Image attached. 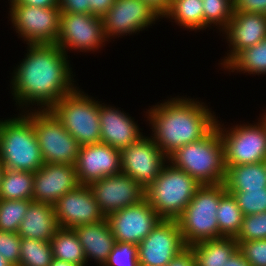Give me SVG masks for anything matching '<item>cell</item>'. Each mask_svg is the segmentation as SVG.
I'll return each mask as SVG.
<instances>
[{
	"label": "cell",
	"instance_id": "6da1fadb",
	"mask_svg": "<svg viewBox=\"0 0 266 266\" xmlns=\"http://www.w3.org/2000/svg\"><path fill=\"white\" fill-rule=\"evenodd\" d=\"M20 62L14 68L10 83L18 108L28 111L27 107L37 104L39 110L50 109L78 88L68 55L56 44H28Z\"/></svg>",
	"mask_w": 266,
	"mask_h": 266
},
{
	"label": "cell",
	"instance_id": "7a4b0ae2",
	"mask_svg": "<svg viewBox=\"0 0 266 266\" xmlns=\"http://www.w3.org/2000/svg\"><path fill=\"white\" fill-rule=\"evenodd\" d=\"M169 99L152 105L145 115L154 132L152 139L167 157L177 148L204 138L218 120L204 102L178 96Z\"/></svg>",
	"mask_w": 266,
	"mask_h": 266
},
{
	"label": "cell",
	"instance_id": "3957f363",
	"mask_svg": "<svg viewBox=\"0 0 266 266\" xmlns=\"http://www.w3.org/2000/svg\"><path fill=\"white\" fill-rule=\"evenodd\" d=\"M168 162L201 185L223 183L226 165L218 128L215 126L204 138L177 148L168 156Z\"/></svg>",
	"mask_w": 266,
	"mask_h": 266
},
{
	"label": "cell",
	"instance_id": "277c9868",
	"mask_svg": "<svg viewBox=\"0 0 266 266\" xmlns=\"http://www.w3.org/2000/svg\"><path fill=\"white\" fill-rule=\"evenodd\" d=\"M23 111L17 117L0 120V161L5 169L35 173L44 160L33 128V115Z\"/></svg>",
	"mask_w": 266,
	"mask_h": 266
},
{
	"label": "cell",
	"instance_id": "5b68a950",
	"mask_svg": "<svg viewBox=\"0 0 266 266\" xmlns=\"http://www.w3.org/2000/svg\"><path fill=\"white\" fill-rule=\"evenodd\" d=\"M200 186L184 170L167 162L160 174L145 189V198L162 219L176 220Z\"/></svg>",
	"mask_w": 266,
	"mask_h": 266
},
{
	"label": "cell",
	"instance_id": "8992f818",
	"mask_svg": "<svg viewBox=\"0 0 266 266\" xmlns=\"http://www.w3.org/2000/svg\"><path fill=\"white\" fill-rule=\"evenodd\" d=\"M225 192L223 183L201 185L197 189L192 200L176 219L186 246L219 239L216 211Z\"/></svg>",
	"mask_w": 266,
	"mask_h": 266
},
{
	"label": "cell",
	"instance_id": "52a82bcc",
	"mask_svg": "<svg viewBox=\"0 0 266 266\" xmlns=\"http://www.w3.org/2000/svg\"><path fill=\"white\" fill-rule=\"evenodd\" d=\"M99 105V101L78 87L74 92L63 96L50 110L80 146H83L101 142Z\"/></svg>",
	"mask_w": 266,
	"mask_h": 266
},
{
	"label": "cell",
	"instance_id": "ba28073f",
	"mask_svg": "<svg viewBox=\"0 0 266 266\" xmlns=\"http://www.w3.org/2000/svg\"><path fill=\"white\" fill-rule=\"evenodd\" d=\"M31 108L28 111L33 115V128L44 163L75 165L80 144L50 109Z\"/></svg>",
	"mask_w": 266,
	"mask_h": 266
},
{
	"label": "cell",
	"instance_id": "9c48e42d",
	"mask_svg": "<svg viewBox=\"0 0 266 266\" xmlns=\"http://www.w3.org/2000/svg\"><path fill=\"white\" fill-rule=\"evenodd\" d=\"M256 124H236L230 129L217 120L216 127L224 145L225 165H245L266 159V128L261 120ZM223 127V128H222Z\"/></svg>",
	"mask_w": 266,
	"mask_h": 266
},
{
	"label": "cell",
	"instance_id": "30bf717a",
	"mask_svg": "<svg viewBox=\"0 0 266 266\" xmlns=\"http://www.w3.org/2000/svg\"><path fill=\"white\" fill-rule=\"evenodd\" d=\"M10 20L26 44H55L59 37L60 7L10 5Z\"/></svg>",
	"mask_w": 266,
	"mask_h": 266
},
{
	"label": "cell",
	"instance_id": "8fae6325",
	"mask_svg": "<svg viewBox=\"0 0 266 266\" xmlns=\"http://www.w3.org/2000/svg\"><path fill=\"white\" fill-rule=\"evenodd\" d=\"M106 41L102 18L92 14L61 12L59 37L55 44L66 54L72 49L97 51L105 46Z\"/></svg>",
	"mask_w": 266,
	"mask_h": 266
},
{
	"label": "cell",
	"instance_id": "7c38bea8",
	"mask_svg": "<svg viewBox=\"0 0 266 266\" xmlns=\"http://www.w3.org/2000/svg\"><path fill=\"white\" fill-rule=\"evenodd\" d=\"M120 152L121 172L129 175L145 189L168 162V157L159 149L151 136H142Z\"/></svg>",
	"mask_w": 266,
	"mask_h": 266
},
{
	"label": "cell",
	"instance_id": "4fadbf2b",
	"mask_svg": "<svg viewBox=\"0 0 266 266\" xmlns=\"http://www.w3.org/2000/svg\"><path fill=\"white\" fill-rule=\"evenodd\" d=\"M185 247L177 221L162 219L138 244L139 266H167Z\"/></svg>",
	"mask_w": 266,
	"mask_h": 266
},
{
	"label": "cell",
	"instance_id": "5bb4252c",
	"mask_svg": "<svg viewBox=\"0 0 266 266\" xmlns=\"http://www.w3.org/2000/svg\"><path fill=\"white\" fill-rule=\"evenodd\" d=\"M88 186L105 218L145 199V188L122 172L94 181Z\"/></svg>",
	"mask_w": 266,
	"mask_h": 266
},
{
	"label": "cell",
	"instance_id": "9a60e30c",
	"mask_svg": "<svg viewBox=\"0 0 266 266\" xmlns=\"http://www.w3.org/2000/svg\"><path fill=\"white\" fill-rule=\"evenodd\" d=\"M161 17L142 0H116L102 17L106 38L146 30ZM111 37V38H110Z\"/></svg>",
	"mask_w": 266,
	"mask_h": 266
},
{
	"label": "cell",
	"instance_id": "2e32d148",
	"mask_svg": "<svg viewBox=\"0 0 266 266\" xmlns=\"http://www.w3.org/2000/svg\"><path fill=\"white\" fill-rule=\"evenodd\" d=\"M108 222L116 242L138 245L162 220L147 199L110 214Z\"/></svg>",
	"mask_w": 266,
	"mask_h": 266
},
{
	"label": "cell",
	"instance_id": "e0dca14e",
	"mask_svg": "<svg viewBox=\"0 0 266 266\" xmlns=\"http://www.w3.org/2000/svg\"><path fill=\"white\" fill-rule=\"evenodd\" d=\"M60 228L73 229L105 219L88 185H79L59 198L54 205Z\"/></svg>",
	"mask_w": 266,
	"mask_h": 266
},
{
	"label": "cell",
	"instance_id": "ac0fdd59",
	"mask_svg": "<svg viewBox=\"0 0 266 266\" xmlns=\"http://www.w3.org/2000/svg\"><path fill=\"white\" fill-rule=\"evenodd\" d=\"M75 169L80 185L121 173V152L105 143L80 146Z\"/></svg>",
	"mask_w": 266,
	"mask_h": 266
},
{
	"label": "cell",
	"instance_id": "d6986e66",
	"mask_svg": "<svg viewBox=\"0 0 266 266\" xmlns=\"http://www.w3.org/2000/svg\"><path fill=\"white\" fill-rule=\"evenodd\" d=\"M79 185L75 165L44 163L34 173L32 199L54 206L59 198Z\"/></svg>",
	"mask_w": 266,
	"mask_h": 266
},
{
	"label": "cell",
	"instance_id": "ffe728a7",
	"mask_svg": "<svg viewBox=\"0 0 266 266\" xmlns=\"http://www.w3.org/2000/svg\"><path fill=\"white\" fill-rule=\"evenodd\" d=\"M222 32L226 35L229 49L231 48L220 62L223 68L239 51L252 47L266 38V15L234 11L233 17Z\"/></svg>",
	"mask_w": 266,
	"mask_h": 266
},
{
	"label": "cell",
	"instance_id": "44dd1931",
	"mask_svg": "<svg viewBox=\"0 0 266 266\" xmlns=\"http://www.w3.org/2000/svg\"><path fill=\"white\" fill-rule=\"evenodd\" d=\"M133 119L119 108L101 103L99 105L101 142L120 151L137 142L144 135Z\"/></svg>",
	"mask_w": 266,
	"mask_h": 266
},
{
	"label": "cell",
	"instance_id": "7402d4cb",
	"mask_svg": "<svg viewBox=\"0 0 266 266\" xmlns=\"http://www.w3.org/2000/svg\"><path fill=\"white\" fill-rule=\"evenodd\" d=\"M73 230L83 247L86 263L94 259L95 263L103 266L116 244L108 219L74 227Z\"/></svg>",
	"mask_w": 266,
	"mask_h": 266
},
{
	"label": "cell",
	"instance_id": "603a6c76",
	"mask_svg": "<svg viewBox=\"0 0 266 266\" xmlns=\"http://www.w3.org/2000/svg\"><path fill=\"white\" fill-rule=\"evenodd\" d=\"M59 229L54 206L32 201L17 233L21 238L50 242Z\"/></svg>",
	"mask_w": 266,
	"mask_h": 266
},
{
	"label": "cell",
	"instance_id": "cb8c5ba5",
	"mask_svg": "<svg viewBox=\"0 0 266 266\" xmlns=\"http://www.w3.org/2000/svg\"><path fill=\"white\" fill-rule=\"evenodd\" d=\"M223 185L226 190H261L266 188L265 162L226 165Z\"/></svg>",
	"mask_w": 266,
	"mask_h": 266
},
{
	"label": "cell",
	"instance_id": "d4e9b609",
	"mask_svg": "<svg viewBox=\"0 0 266 266\" xmlns=\"http://www.w3.org/2000/svg\"><path fill=\"white\" fill-rule=\"evenodd\" d=\"M197 266H224L238 250L234 237L206 240L190 246Z\"/></svg>",
	"mask_w": 266,
	"mask_h": 266
},
{
	"label": "cell",
	"instance_id": "484cf974",
	"mask_svg": "<svg viewBox=\"0 0 266 266\" xmlns=\"http://www.w3.org/2000/svg\"><path fill=\"white\" fill-rule=\"evenodd\" d=\"M53 258L78 266H87L79 238L73 229L60 228L50 240Z\"/></svg>",
	"mask_w": 266,
	"mask_h": 266
},
{
	"label": "cell",
	"instance_id": "4316f807",
	"mask_svg": "<svg viewBox=\"0 0 266 266\" xmlns=\"http://www.w3.org/2000/svg\"><path fill=\"white\" fill-rule=\"evenodd\" d=\"M223 69L250 75H266V38L252 47L239 51Z\"/></svg>",
	"mask_w": 266,
	"mask_h": 266
},
{
	"label": "cell",
	"instance_id": "83f0119b",
	"mask_svg": "<svg viewBox=\"0 0 266 266\" xmlns=\"http://www.w3.org/2000/svg\"><path fill=\"white\" fill-rule=\"evenodd\" d=\"M163 18H170L187 30H204L202 0H171V7Z\"/></svg>",
	"mask_w": 266,
	"mask_h": 266
},
{
	"label": "cell",
	"instance_id": "f1b7e54d",
	"mask_svg": "<svg viewBox=\"0 0 266 266\" xmlns=\"http://www.w3.org/2000/svg\"><path fill=\"white\" fill-rule=\"evenodd\" d=\"M34 173L4 169L0 183V199H32Z\"/></svg>",
	"mask_w": 266,
	"mask_h": 266
},
{
	"label": "cell",
	"instance_id": "f546056e",
	"mask_svg": "<svg viewBox=\"0 0 266 266\" xmlns=\"http://www.w3.org/2000/svg\"><path fill=\"white\" fill-rule=\"evenodd\" d=\"M216 218L219 227V238L235 237L238 234L244 214L233 195L227 191L221 196Z\"/></svg>",
	"mask_w": 266,
	"mask_h": 266
},
{
	"label": "cell",
	"instance_id": "4dcf8cb0",
	"mask_svg": "<svg viewBox=\"0 0 266 266\" xmlns=\"http://www.w3.org/2000/svg\"><path fill=\"white\" fill-rule=\"evenodd\" d=\"M19 266H50L53 260L50 242L21 238Z\"/></svg>",
	"mask_w": 266,
	"mask_h": 266
},
{
	"label": "cell",
	"instance_id": "1f68e13d",
	"mask_svg": "<svg viewBox=\"0 0 266 266\" xmlns=\"http://www.w3.org/2000/svg\"><path fill=\"white\" fill-rule=\"evenodd\" d=\"M33 199H0V231L17 233Z\"/></svg>",
	"mask_w": 266,
	"mask_h": 266
},
{
	"label": "cell",
	"instance_id": "d6a6232c",
	"mask_svg": "<svg viewBox=\"0 0 266 266\" xmlns=\"http://www.w3.org/2000/svg\"><path fill=\"white\" fill-rule=\"evenodd\" d=\"M204 29L212 26L223 31L233 17V0H202Z\"/></svg>",
	"mask_w": 266,
	"mask_h": 266
},
{
	"label": "cell",
	"instance_id": "836d02e7",
	"mask_svg": "<svg viewBox=\"0 0 266 266\" xmlns=\"http://www.w3.org/2000/svg\"><path fill=\"white\" fill-rule=\"evenodd\" d=\"M226 191L233 195L244 216L266 212V188L261 190Z\"/></svg>",
	"mask_w": 266,
	"mask_h": 266
},
{
	"label": "cell",
	"instance_id": "e575fe53",
	"mask_svg": "<svg viewBox=\"0 0 266 266\" xmlns=\"http://www.w3.org/2000/svg\"><path fill=\"white\" fill-rule=\"evenodd\" d=\"M236 241L266 239V212L244 216Z\"/></svg>",
	"mask_w": 266,
	"mask_h": 266
},
{
	"label": "cell",
	"instance_id": "d590c367",
	"mask_svg": "<svg viewBox=\"0 0 266 266\" xmlns=\"http://www.w3.org/2000/svg\"><path fill=\"white\" fill-rule=\"evenodd\" d=\"M138 245L116 242L103 266H139Z\"/></svg>",
	"mask_w": 266,
	"mask_h": 266
},
{
	"label": "cell",
	"instance_id": "8d00e7d4",
	"mask_svg": "<svg viewBox=\"0 0 266 266\" xmlns=\"http://www.w3.org/2000/svg\"><path fill=\"white\" fill-rule=\"evenodd\" d=\"M237 242L238 250L251 266H266V239Z\"/></svg>",
	"mask_w": 266,
	"mask_h": 266
},
{
	"label": "cell",
	"instance_id": "74e56055",
	"mask_svg": "<svg viewBox=\"0 0 266 266\" xmlns=\"http://www.w3.org/2000/svg\"><path fill=\"white\" fill-rule=\"evenodd\" d=\"M21 237L18 233L0 231V255L12 266H19Z\"/></svg>",
	"mask_w": 266,
	"mask_h": 266
},
{
	"label": "cell",
	"instance_id": "f35d334b",
	"mask_svg": "<svg viewBox=\"0 0 266 266\" xmlns=\"http://www.w3.org/2000/svg\"><path fill=\"white\" fill-rule=\"evenodd\" d=\"M233 11L266 15V0H233Z\"/></svg>",
	"mask_w": 266,
	"mask_h": 266
},
{
	"label": "cell",
	"instance_id": "ab89813d",
	"mask_svg": "<svg viewBox=\"0 0 266 266\" xmlns=\"http://www.w3.org/2000/svg\"><path fill=\"white\" fill-rule=\"evenodd\" d=\"M61 12L89 14V3L87 0H59Z\"/></svg>",
	"mask_w": 266,
	"mask_h": 266
},
{
	"label": "cell",
	"instance_id": "60d3db41",
	"mask_svg": "<svg viewBox=\"0 0 266 266\" xmlns=\"http://www.w3.org/2000/svg\"><path fill=\"white\" fill-rule=\"evenodd\" d=\"M167 266H197L194 252L190 246H186L179 252Z\"/></svg>",
	"mask_w": 266,
	"mask_h": 266
},
{
	"label": "cell",
	"instance_id": "b9f144b4",
	"mask_svg": "<svg viewBox=\"0 0 266 266\" xmlns=\"http://www.w3.org/2000/svg\"><path fill=\"white\" fill-rule=\"evenodd\" d=\"M116 0H87L89 14L102 18Z\"/></svg>",
	"mask_w": 266,
	"mask_h": 266
},
{
	"label": "cell",
	"instance_id": "7bdbcfd3",
	"mask_svg": "<svg viewBox=\"0 0 266 266\" xmlns=\"http://www.w3.org/2000/svg\"><path fill=\"white\" fill-rule=\"evenodd\" d=\"M10 5H26L41 8L59 7V0H10Z\"/></svg>",
	"mask_w": 266,
	"mask_h": 266
},
{
	"label": "cell",
	"instance_id": "ee69618b",
	"mask_svg": "<svg viewBox=\"0 0 266 266\" xmlns=\"http://www.w3.org/2000/svg\"><path fill=\"white\" fill-rule=\"evenodd\" d=\"M150 6L162 19L171 7V0H142Z\"/></svg>",
	"mask_w": 266,
	"mask_h": 266
},
{
	"label": "cell",
	"instance_id": "f6af8a7d",
	"mask_svg": "<svg viewBox=\"0 0 266 266\" xmlns=\"http://www.w3.org/2000/svg\"><path fill=\"white\" fill-rule=\"evenodd\" d=\"M224 266H251L243 257V254L237 250Z\"/></svg>",
	"mask_w": 266,
	"mask_h": 266
},
{
	"label": "cell",
	"instance_id": "bcb514c9",
	"mask_svg": "<svg viewBox=\"0 0 266 266\" xmlns=\"http://www.w3.org/2000/svg\"><path fill=\"white\" fill-rule=\"evenodd\" d=\"M50 266H78V265L53 258Z\"/></svg>",
	"mask_w": 266,
	"mask_h": 266
},
{
	"label": "cell",
	"instance_id": "7dc6e473",
	"mask_svg": "<svg viewBox=\"0 0 266 266\" xmlns=\"http://www.w3.org/2000/svg\"><path fill=\"white\" fill-rule=\"evenodd\" d=\"M0 266H12L8 261H6L5 259H4V257H2L1 255H0Z\"/></svg>",
	"mask_w": 266,
	"mask_h": 266
},
{
	"label": "cell",
	"instance_id": "c3c4849f",
	"mask_svg": "<svg viewBox=\"0 0 266 266\" xmlns=\"http://www.w3.org/2000/svg\"><path fill=\"white\" fill-rule=\"evenodd\" d=\"M4 166H3V164H2V162L0 161V183H1V177H2V174H3V172H4Z\"/></svg>",
	"mask_w": 266,
	"mask_h": 266
},
{
	"label": "cell",
	"instance_id": "681fc988",
	"mask_svg": "<svg viewBox=\"0 0 266 266\" xmlns=\"http://www.w3.org/2000/svg\"><path fill=\"white\" fill-rule=\"evenodd\" d=\"M261 121L263 122V124L265 125V128H266V112L263 113V115L261 116Z\"/></svg>",
	"mask_w": 266,
	"mask_h": 266
}]
</instances>
